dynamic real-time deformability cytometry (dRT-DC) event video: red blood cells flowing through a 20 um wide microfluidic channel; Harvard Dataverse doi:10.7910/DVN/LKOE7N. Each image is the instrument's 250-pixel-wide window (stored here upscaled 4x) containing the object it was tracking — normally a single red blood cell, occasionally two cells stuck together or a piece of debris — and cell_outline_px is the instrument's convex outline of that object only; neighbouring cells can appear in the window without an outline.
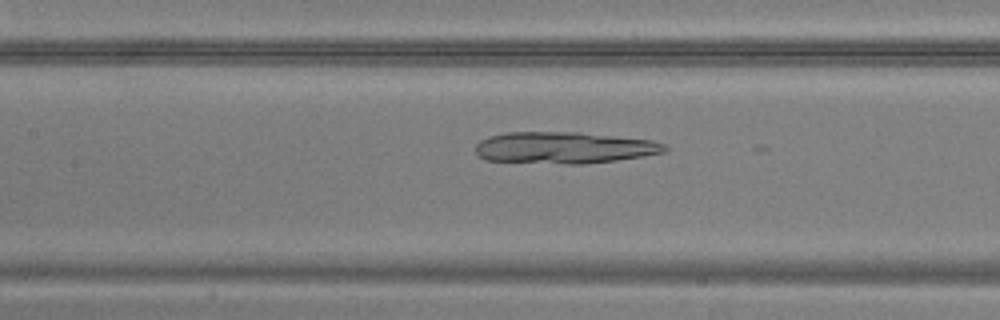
{"species": "common noctule bat (a hibernating species)", "species_latin": "Nyctalus noctula", "temperature_condition": "warm", "stored_images_in_passage": 49, "camera_frame_rate_fps": 3000, "um_per_image_px": 0.085, "animal": {"sex": "male", "body_mass_g": 20.5, "forearm_length_mm": 52.5}, "frame": {"image": 1, "passage_image": 22, "time_ms": 7.0, "image_size_px": [1000, 320], "cell_outline_px": [[668, 148], [664, 152], [644, 156], [616, 160], [580, 164], [568, 164], [488, 160], [476, 156], [476, 144], [480, 140], [488, 136], [508, 132], [576, 132], [652, 140], [664, 144]], "centroid_in_image_um": [47.92, 12.55], "position_along_channel_um": 159.5, "area_um2": 34.74}}
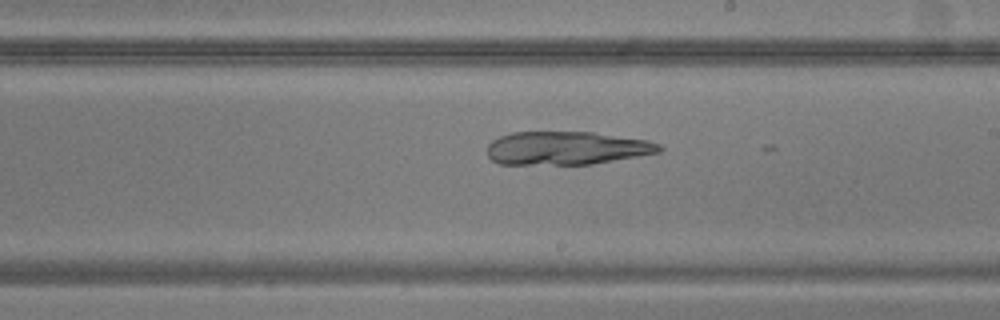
{"frame": {"image": 2, "passage_image": 28, "time_ms": 9.0, "image_size_px": [1000, 320], "cell_outline_px": [[664, 148], [660, 152], [592, 164], [500, 164], [492, 160], [488, 156], [488, 144], [492, 140], [500, 136], [512, 132], [592, 132], [648, 140], [660, 144]], "centroid_in_image_um": [48.16, 12.58], "position_along_channel_um": 240.8, "area_um2": 33.35}}
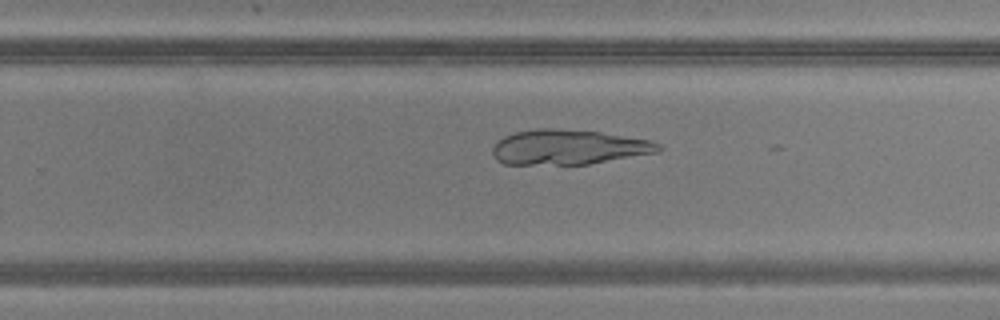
{"frame": {"image": 3, "passage_image": 31, "time_ms": 10.0, "image_size_px": [1000, 320], "cell_outline_px": [[664, 148], [660, 152], [588, 164], [504, 164], [496, 160], [492, 152], [492, 148], [504, 136], [516, 132], [536, 128], [552, 128], [600, 132], [652, 140], [660, 144]], "centroid_in_image_um": [48.36, 12.51], "position_along_channel_um": 281.4, "area_um2": 33.81}}